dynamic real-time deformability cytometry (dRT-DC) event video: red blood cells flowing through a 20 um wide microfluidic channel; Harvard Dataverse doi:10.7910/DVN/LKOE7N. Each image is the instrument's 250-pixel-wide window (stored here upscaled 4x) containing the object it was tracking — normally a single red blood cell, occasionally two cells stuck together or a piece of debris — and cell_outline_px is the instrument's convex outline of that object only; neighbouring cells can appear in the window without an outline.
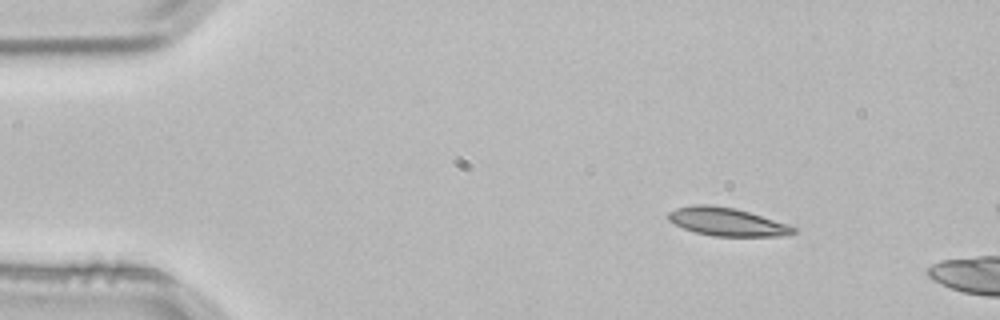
{"species": "common noctule bat (a hibernating species)", "species_latin": "Nyctalus noctula", "temperature_condition": "room temperature", "stored_images_in_passage": 3, "camera_frame_rate_fps": 3000, "um_per_image_px": 0.085, "animal": {"sex": "male", "body_mass_g": 21.5, "forearm_length_mm": 52.0}, "frame": {"image": 1, "passage_image": 1, "time_ms": 0.0, "image_size_px": [1000, 320], "cell_outline_px": [[796, 232], [784, 236], [712, 236], [696, 232], [684, 228], [668, 220], [668, 212], [676, 208], [692, 204], [712, 204], [736, 208], [788, 224], [796, 228]], "centroid_in_image_um": [61.78, 18.84], "position_along_channel_um": 23.2, "area_um2": 20.58}}